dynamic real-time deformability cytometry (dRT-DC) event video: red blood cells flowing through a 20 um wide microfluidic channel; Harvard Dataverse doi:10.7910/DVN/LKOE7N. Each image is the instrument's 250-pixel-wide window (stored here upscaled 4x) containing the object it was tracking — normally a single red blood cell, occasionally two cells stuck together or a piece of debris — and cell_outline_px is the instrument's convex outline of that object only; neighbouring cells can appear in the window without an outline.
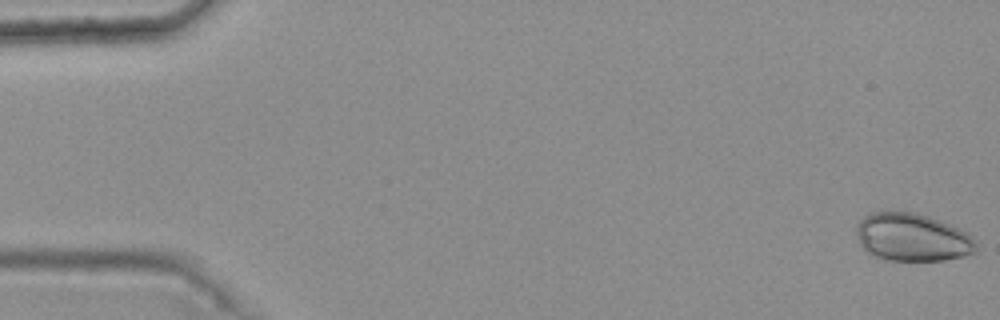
{"species": "common noctule bat (a hibernating species)", "species_latin": "Nyctalus noctula", "temperature_condition": "warm", "stored_images_in_passage": 4, "camera_frame_rate_fps": 3000, "um_per_image_px": 0.085, "animal": {"sex": "female", "body_mass_g": 25.1}, "frame": {"image": 1, "passage_image": 1, "time_ms": 0.0, "image_size_px": [1000, 320], "cell_outline_px": [[976, 252], [964, 256], [944, 260], [884, 260], [872, 256], [860, 244], [856, 232], [856, 228], [860, 220], [864, 216], [872, 212], [912, 212], [928, 216], [940, 220], [968, 232], [972, 236], [976, 244]], "centroid_in_image_um": [77.55, 20.18], "position_along_channel_um": 7.5, "area_um2": 33.47}}
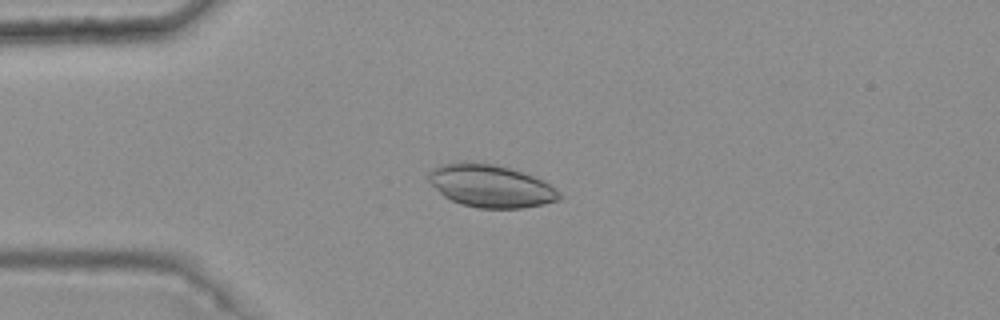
{"frame": {"image": 2, "passage_image": 4, "time_ms": 1.0, "image_size_px": [1000, 320], "cell_outline_px": [[560, 200], [544, 204], [520, 208], [476, 208], [460, 204], [444, 196], [428, 180], [428, 172], [432, 168], [440, 164], [464, 160], [492, 164], [508, 168], [544, 180], [560, 196]], "centroid_in_image_um": [41.64, 15.79], "position_along_channel_um": 43.4, "area_um2": 32.31}}